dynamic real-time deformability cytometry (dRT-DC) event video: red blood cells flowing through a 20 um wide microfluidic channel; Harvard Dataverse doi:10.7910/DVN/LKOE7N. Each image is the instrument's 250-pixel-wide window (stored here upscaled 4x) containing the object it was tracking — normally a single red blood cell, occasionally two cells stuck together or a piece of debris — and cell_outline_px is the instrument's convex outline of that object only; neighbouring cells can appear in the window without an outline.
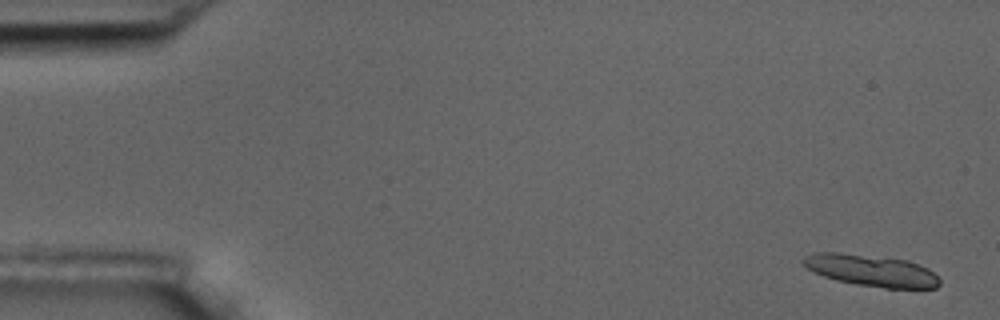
{"species": "common noctule bat (a hibernating species)", "species_latin": "Nyctalus noctula", "temperature_condition": "room temperature", "stored_images_in_passage": 4, "camera_frame_rate_fps": 3000, "um_per_image_px": 0.085, "animal": {"sex": "male", "body_mass_g": 17.5, "forearm_length_mm": 52.3}, "frame": {"image": 1, "passage_image": 1, "time_ms": 0.0, "image_size_px": [1000, 320], "cell_outline_px": [[940, 284], [936, 288], [884, 288], [856, 284], [836, 280], [812, 272], [800, 260], [804, 256], [816, 252], [840, 252], [908, 260], [928, 268], [940, 280]], "centroid_in_image_um": [74.04, 22.99], "position_along_channel_um": 11.0, "area_um2": 25.14}}